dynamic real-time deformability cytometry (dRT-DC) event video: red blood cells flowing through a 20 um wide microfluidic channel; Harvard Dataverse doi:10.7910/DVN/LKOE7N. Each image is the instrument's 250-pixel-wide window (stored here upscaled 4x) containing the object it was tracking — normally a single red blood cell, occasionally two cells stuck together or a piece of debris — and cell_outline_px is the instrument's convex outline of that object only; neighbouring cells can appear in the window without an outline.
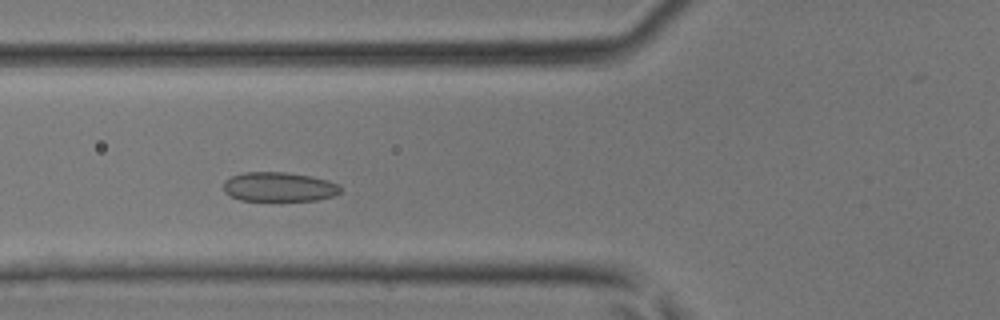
{"species": "common noctule bat (a hibernating species)", "species_latin": "Nyctalus noctula", "temperature_condition": "room temperature", "stored_images_in_passage": 40, "camera_frame_rate_fps": 3000, "um_per_image_px": 0.085, "animal": {"sex": "male", "body_mass_g": 17.9, "forearm_length_mm": 54.2}, "frame": {"image": 1, "passage_image": 12, "time_ms": 3.667, "image_size_px": [1000, 320], "cell_outline_px": [[340, 192], [332, 196], [316, 200], [240, 200], [224, 192], [224, 180], [232, 176], [244, 172], [284, 172], [312, 176], [328, 180], [340, 184]], "centroid_in_image_um": [23.72, 15.87], "position_along_channel_um": 102.1, "area_um2": 19.94}}
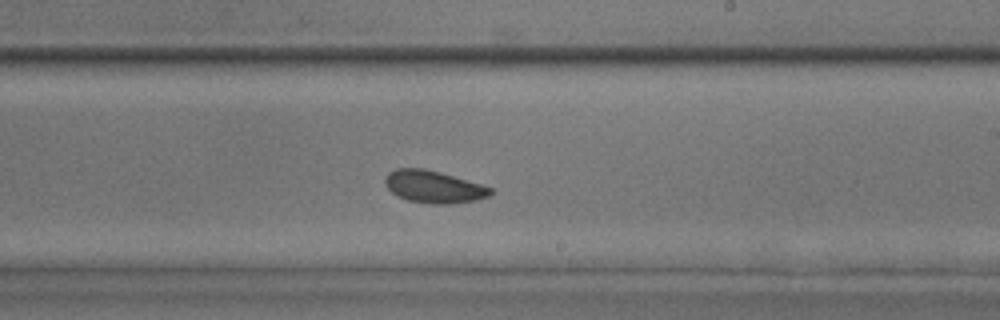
{"frame": {"image": 2, "passage_image": 22, "time_ms": 7.0, "image_size_px": [1000, 320], "cell_outline_px": [[492, 192], [488, 196], [476, 200], [452, 204], [428, 204], [408, 200], [392, 192], [384, 184], [384, 180], [388, 172], [396, 168], [424, 168], [440, 172], [484, 184], [492, 188]], "centroid_in_image_um": [36.88, 15.87], "position_along_channel_um": 252.1, "area_um2": 20.0}}
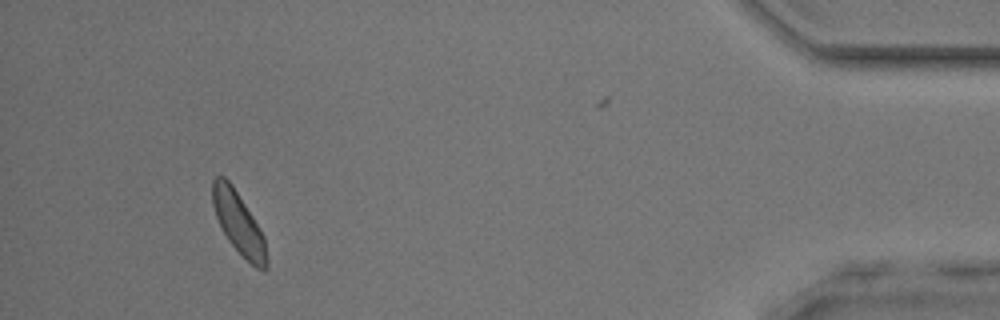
{"frame": {"image": 3, "passage_image": 37, "time_ms": 12.0, "image_size_px": [1000, 320], "cell_outline_px": [[268, 268], [264, 272], [256, 268], [228, 240], [216, 216], [212, 204], [212, 180], [216, 176], [224, 176], [232, 184], [260, 228], [264, 236], [268, 260]], "centroid_in_image_um": [20.3, 18.96], "position_along_channel_um": 414.9, "area_um2": 19.36}}